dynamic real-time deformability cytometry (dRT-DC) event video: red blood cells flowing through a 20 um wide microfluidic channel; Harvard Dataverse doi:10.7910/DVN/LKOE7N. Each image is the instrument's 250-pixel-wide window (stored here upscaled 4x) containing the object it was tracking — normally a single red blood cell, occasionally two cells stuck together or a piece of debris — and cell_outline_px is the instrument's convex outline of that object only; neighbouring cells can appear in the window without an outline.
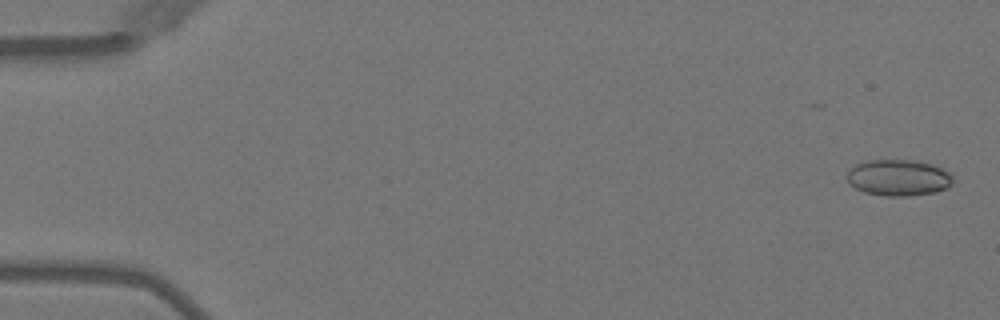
{"species": "Egyptian fruit bat (a non-hibernating species)", "species_latin": "Rousettus aegyptiacus", "temperature_condition": "warm", "stored_images_in_passage": 5, "camera_frame_rate_fps": 3000, "um_per_image_px": 0.085, "animal": {"sex": "female"}, "frame": {"image": 1, "passage_image": 1, "time_ms": 0.0, "image_size_px": [1000, 320], "cell_outline_px": [[952, 184], [948, 188], [936, 192], [908, 196], [888, 196], [864, 192], [848, 184], [848, 172], [856, 164], [868, 160], [912, 160], [932, 164], [948, 172], [952, 176]], "centroid_in_image_um": [76.38, 15.11], "position_along_channel_um": 8.6, "area_um2": 22.31}}